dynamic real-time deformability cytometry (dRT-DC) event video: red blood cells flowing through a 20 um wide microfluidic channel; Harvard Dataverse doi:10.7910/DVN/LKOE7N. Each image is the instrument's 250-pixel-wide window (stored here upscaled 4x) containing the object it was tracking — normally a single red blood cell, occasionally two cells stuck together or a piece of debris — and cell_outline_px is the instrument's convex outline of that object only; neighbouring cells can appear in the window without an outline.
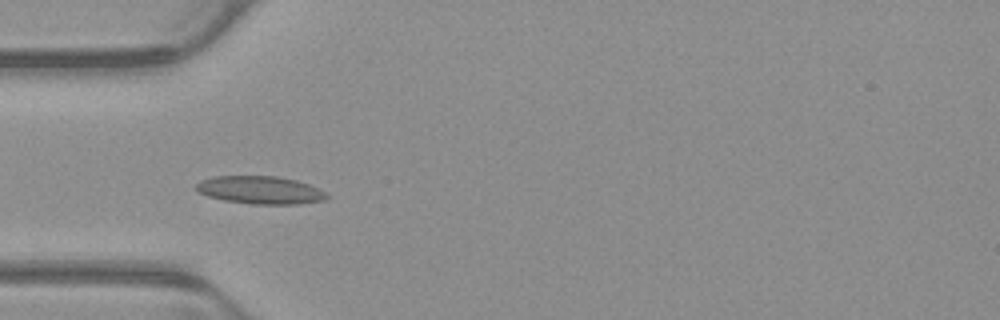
{"species": "common noctule bat (a hibernating species)", "species_latin": "Nyctalus noctula", "temperature_condition": "warm", "stored_images_in_passage": 2, "camera_frame_rate_fps": 3000, "um_per_image_px": 0.085, "animal": {"sex": "male", "body_mass_g": 23.1, "forearm_length_mm": 52.7}, "frame": {"image": 1, "passage_image": 1, "time_ms": 0.0, "image_size_px": [1000, 320], "cell_outline_px": [[332, 196], [324, 200], [300, 204], [252, 204], [224, 200], [208, 196], [196, 192], [192, 188], [200, 180], [212, 176], [276, 176], [296, 180], [320, 188]], "centroid_in_image_um": [22.11, 16.15], "position_along_channel_um": 62.9, "area_um2": 21.56}}
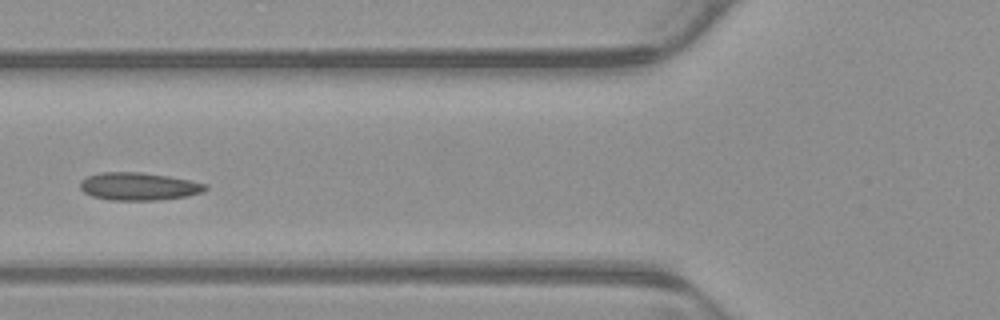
{"frame": {"image": 2, "passage_image": 2, "time_ms": 0.333, "image_size_px": [1000, 320], "cell_outline_px": [[208, 188], [200, 192], [188, 196], [156, 200], [108, 200], [92, 196], [84, 192], [80, 188], [80, 180], [88, 176], [100, 172], [140, 172], [168, 176], [208, 184]], "centroid_in_image_um": [11.76, 15.84], "position_along_channel_um": 114.0, "area_um2": 20.23}}